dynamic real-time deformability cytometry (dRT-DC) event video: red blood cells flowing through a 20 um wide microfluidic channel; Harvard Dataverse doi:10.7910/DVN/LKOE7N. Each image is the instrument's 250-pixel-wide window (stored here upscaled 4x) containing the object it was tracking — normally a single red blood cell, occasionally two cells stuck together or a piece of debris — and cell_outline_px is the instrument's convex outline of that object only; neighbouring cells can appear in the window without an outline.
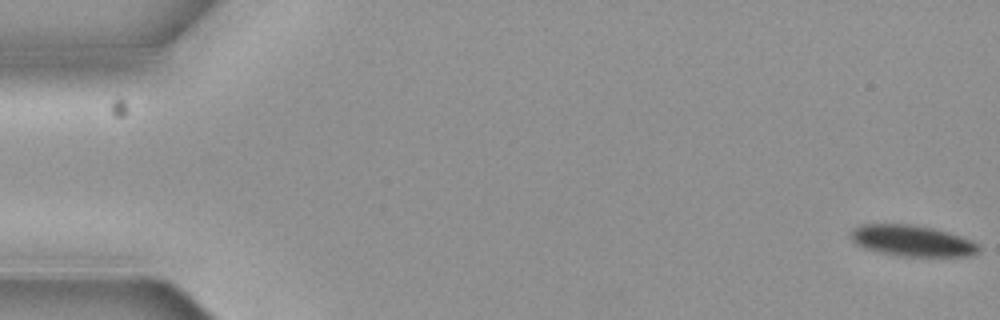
{"species": "common noctule bat (a hibernating species)", "species_latin": "Nyctalus noctula", "temperature_condition": "cold", "stored_images_in_passage": 8, "camera_frame_rate_fps": 3000, "um_per_image_px": 0.085, "animal": {"sex": "female", "body_mass_g": 19.3, "forearm_length_mm": 54.1}, "frame": {"image": 1, "passage_image": 1, "time_ms": 0.0, "image_size_px": [1000, 320], "cell_outline_px": [[980, 248], [976, 252], [968, 256], [900, 256], [880, 252], [856, 244], [852, 240], [852, 232], [860, 224], [908, 224], [932, 228], [960, 236], [972, 240]], "centroid_in_image_um": [77.54, 20.46], "position_along_channel_um": 7.5, "area_um2": 22.66}}
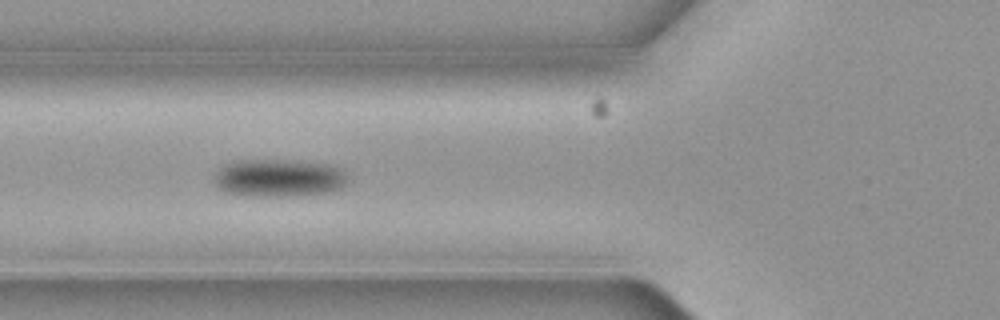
{"frame": {"image": 2, "passage_image": 7, "time_ms": 2.0, "image_size_px": [1000, 320], "cell_outline_px": [[344, 184], [340, 188], [328, 192], [288, 196], [252, 196], [224, 192], [212, 180], [216, 172], [224, 164], [240, 160], [296, 160], [328, 164], [340, 168], [344, 172]], "centroid_in_image_um": [23.64, 15.12], "position_along_channel_um": 102.2, "area_um2": 29.25}}
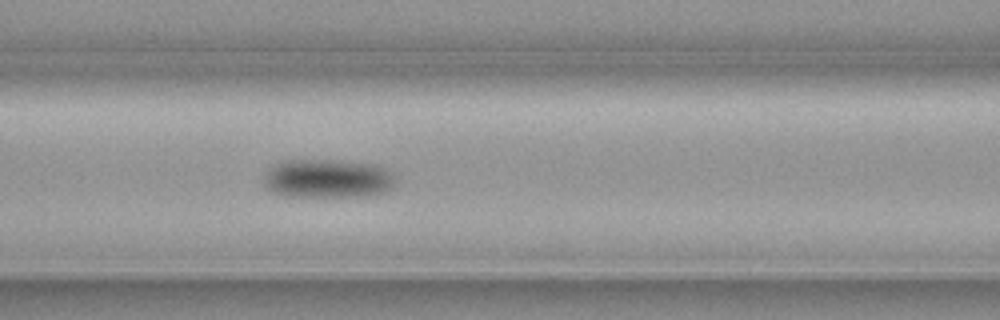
{"frame": {"image": 3, "passage_image": 8, "time_ms": 2.333, "image_size_px": [1000, 320], "cell_outline_px": [[392, 184], [388, 188], [380, 192], [360, 196], [284, 196], [272, 192], [264, 188], [264, 180], [268, 168], [284, 160], [340, 160], [372, 164], [388, 168], [392, 176]], "centroid_in_image_um": [27.75, 15.16], "position_along_channel_um": 138.8, "area_um2": 29.48}}